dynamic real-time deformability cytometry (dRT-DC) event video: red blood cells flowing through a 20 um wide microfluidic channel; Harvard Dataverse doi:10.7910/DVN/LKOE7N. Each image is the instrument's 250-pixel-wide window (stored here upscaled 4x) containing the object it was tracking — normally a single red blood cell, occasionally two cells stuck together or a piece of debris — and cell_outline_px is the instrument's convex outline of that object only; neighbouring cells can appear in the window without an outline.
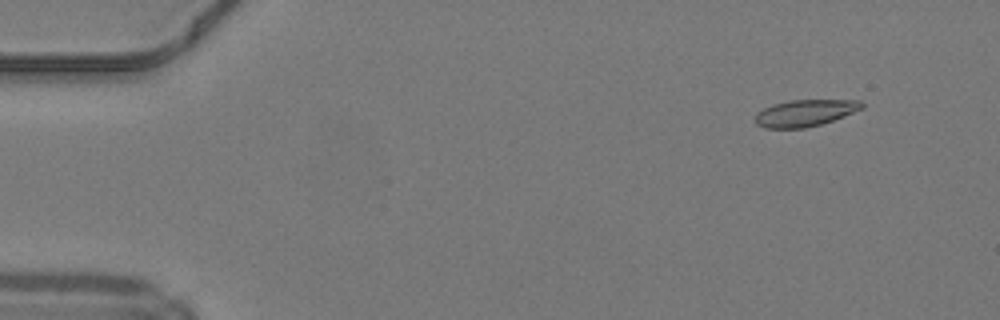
{"species": "common noctule bat (a hibernating species)", "species_latin": "Nyctalus noctula", "temperature_condition": "warm", "stored_images_in_passage": 49, "camera_frame_rate_fps": 3000, "um_per_image_px": 0.085, "animal": {"sex": "male", "body_mass_g": 19.2, "forearm_length_mm": 51.8}, "frame": {"image": 1, "passage_image": 5, "time_ms": 1.333, "image_size_px": [1000, 320], "cell_outline_px": [[864, 108], [844, 116], [820, 124], [804, 128], [764, 128], [756, 124], [756, 112], [772, 104], [788, 100], [860, 100], [864, 104]], "centroid_in_image_um": [68.42, 9.59], "position_along_channel_um": 16.6, "area_um2": 16.59}}
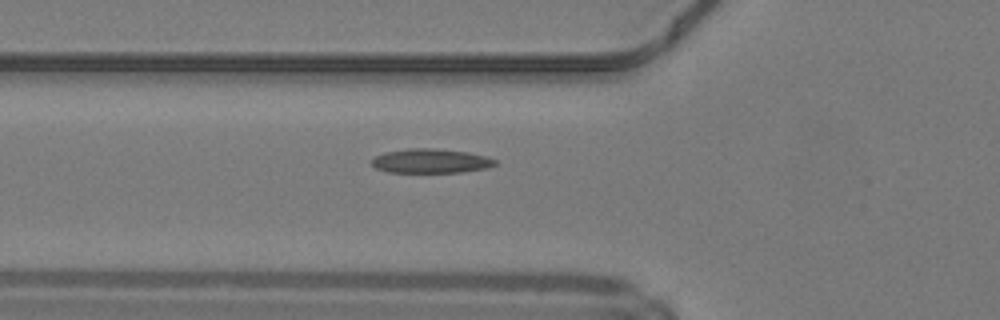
{"frame": {"image": 2, "passage_image": 18, "time_ms": 5.667, "image_size_px": [1000, 320], "cell_outline_px": [[496, 164], [488, 168], [464, 172], [388, 172], [376, 168], [372, 164], [372, 160], [376, 156], [384, 152], [408, 148], [432, 148], [468, 152], [484, 156], [496, 160]], "centroid_in_image_um": [36.62, 13.68], "position_along_channel_um": 89.2, "area_um2": 17.4}}
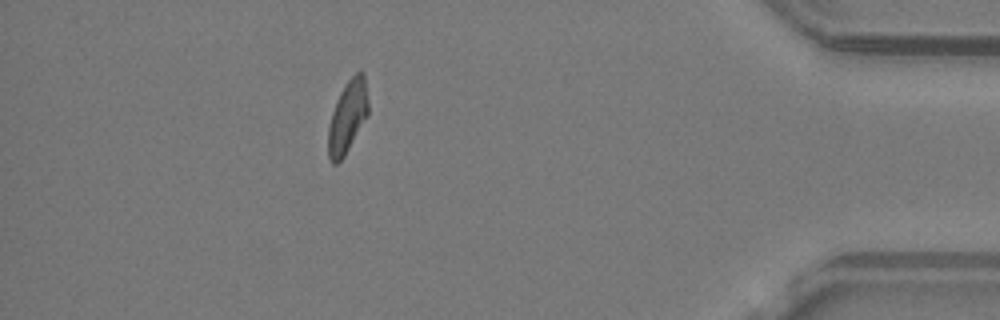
{"frame": {"image": 3, "passage_image": 44, "time_ms": 14.333, "image_size_px": [1000, 320], "cell_outline_px": [[368, 116], [344, 156], [336, 164], [332, 164], [328, 156], [328, 128], [332, 112], [336, 100], [344, 84], [356, 72], [364, 72], [368, 104]], "centroid_in_image_um": [29.54, 9.92], "position_along_channel_um": 405.7, "area_um2": 16.88}, "authors_computed_cell_mechanics": {"area_um2": 17.051, "velocity_mm_per_s": 4.2184, "shape_relaxation_time_tau1_ms": 10.3837, "shape_relaxation_time_tau2_ms": 4.6839, "deformation_change_tau1": 0.2544, "deformation_change_tau2": 0.1183}}